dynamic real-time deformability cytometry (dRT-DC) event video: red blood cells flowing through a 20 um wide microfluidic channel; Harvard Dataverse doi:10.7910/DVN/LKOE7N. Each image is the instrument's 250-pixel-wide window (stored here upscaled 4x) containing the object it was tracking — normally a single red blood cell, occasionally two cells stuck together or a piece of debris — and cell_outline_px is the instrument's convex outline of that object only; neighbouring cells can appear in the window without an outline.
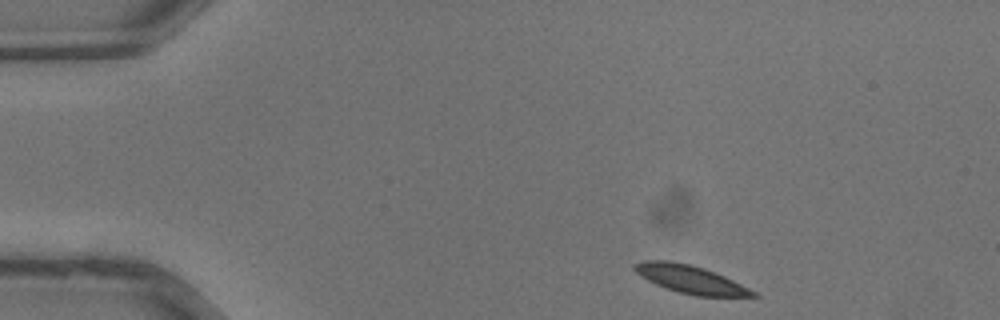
{"species": "common noctule bat (a hibernating species)", "species_latin": "Nyctalus noctula", "temperature_condition": "warm", "stored_images_in_passage": 32, "camera_frame_rate_fps": 3000, "um_per_image_px": 0.085, "animal": {"sex": "male", "body_mass_g": 13.3}, "frame": {"image": 1, "passage_image": 1, "time_ms": 0.0, "image_size_px": [1000, 320], "cell_outline_px": [[760, 296], [696, 296], [676, 292], [656, 284], [640, 276], [632, 268], [632, 264], [644, 260], [668, 260], [688, 264], [704, 268], [724, 276], [756, 292]], "centroid_in_image_um": [58.63, 23.73], "position_along_channel_um": 26.4, "area_um2": 19.19}}
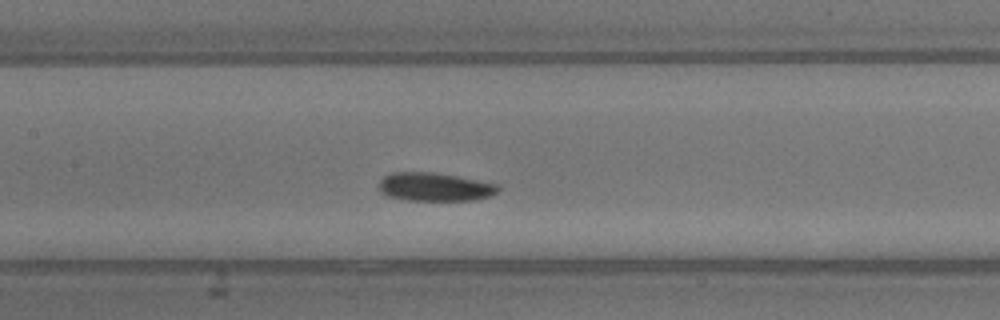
{"frame": {"image": 2, "passage_image": 13, "time_ms": 4.0, "image_size_px": [1000, 320], "cell_outline_px": [[500, 188], [492, 196], [472, 200], [408, 200], [384, 196], [380, 192], [380, 180], [384, 176], [392, 172], [432, 172], [456, 176], [500, 184]], "centroid_in_image_um": [36.95, 15.89], "position_along_channel_um": 170.5, "area_um2": 19.83}}
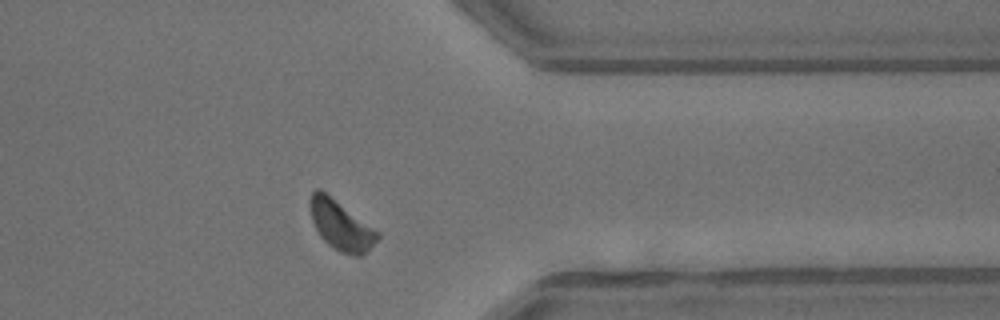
{"frame": {"image": 3, "passage_image": 25, "time_ms": 8.0, "image_size_px": [1000, 320], "cell_outline_px": [[380, 236], [360, 256], [356, 256], [340, 252], [332, 248], [320, 236], [312, 220], [308, 200], [312, 192], [316, 188], [320, 188], [380, 232]], "centroid_in_image_um": [28.94, 19.12], "position_along_channel_um": 382.5, "area_um2": 19.36}}